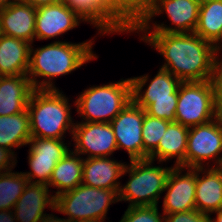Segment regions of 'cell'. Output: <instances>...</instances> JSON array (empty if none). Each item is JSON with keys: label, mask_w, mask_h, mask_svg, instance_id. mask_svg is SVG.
Here are the masks:
<instances>
[{"label": "cell", "mask_w": 222, "mask_h": 222, "mask_svg": "<svg viewBox=\"0 0 222 222\" xmlns=\"http://www.w3.org/2000/svg\"><path fill=\"white\" fill-rule=\"evenodd\" d=\"M143 36V37H142ZM141 40L164 57L162 69L182 82L208 81L216 66L215 46L193 33H147Z\"/></svg>", "instance_id": "6da1fadb"}, {"label": "cell", "mask_w": 222, "mask_h": 222, "mask_svg": "<svg viewBox=\"0 0 222 222\" xmlns=\"http://www.w3.org/2000/svg\"><path fill=\"white\" fill-rule=\"evenodd\" d=\"M93 40V41H92ZM94 39L82 43L54 41L46 46L33 49L30 46L27 76L34 89H57L54 77L67 75L85 63L98 57L92 51ZM38 78H44L42 81Z\"/></svg>", "instance_id": "7a4b0ae2"}, {"label": "cell", "mask_w": 222, "mask_h": 222, "mask_svg": "<svg viewBox=\"0 0 222 222\" xmlns=\"http://www.w3.org/2000/svg\"><path fill=\"white\" fill-rule=\"evenodd\" d=\"M59 89H35L27 105L31 137L64 139L74 121L68 97Z\"/></svg>", "instance_id": "3957f363"}, {"label": "cell", "mask_w": 222, "mask_h": 222, "mask_svg": "<svg viewBox=\"0 0 222 222\" xmlns=\"http://www.w3.org/2000/svg\"><path fill=\"white\" fill-rule=\"evenodd\" d=\"M153 163V160L143 159L126 164L122 175L129 173V179L120 187L119 201H129V207L158 205L173 167L153 166Z\"/></svg>", "instance_id": "277c9868"}, {"label": "cell", "mask_w": 222, "mask_h": 222, "mask_svg": "<svg viewBox=\"0 0 222 222\" xmlns=\"http://www.w3.org/2000/svg\"><path fill=\"white\" fill-rule=\"evenodd\" d=\"M132 101V83L119 82L91 86L78 95L75 104L83 122L110 123Z\"/></svg>", "instance_id": "5b68a950"}, {"label": "cell", "mask_w": 222, "mask_h": 222, "mask_svg": "<svg viewBox=\"0 0 222 222\" xmlns=\"http://www.w3.org/2000/svg\"><path fill=\"white\" fill-rule=\"evenodd\" d=\"M119 202V190L94 188L84 184L55 197V210L70 222H104L109 206Z\"/></svg>", "instance_id": "8992f818"}, {"label": "cell", "mask_w": 222, "mask_h": 222, "mask_svg": "<svg viewBox=\"0 0 222 222\" xmlns=\"http://www.w3.org/2000/svg\"><path fill=\"white\" fill-rule=\"evenodd\" d=\"M200 0H155L154 4L135 23L133 32L146 33H193L195 32ZM165 11L173 26H166L164 23H153L152 19ZM152 22V26L151 23Z\"/></svg>", "instance_id": "52a82bcc"}, {"label": "cell", "mask_w": 222, "mask_h": 222, "mask_svg": "<svg viewBox=\"0 0 222 222\" xmlns=\"http://www.w3.org/2000/svg\"><path fill=\"white\" fill-rule=\"evenodd\" d=\"M175 122L188 128L217 117L211 80L182 82L178 89Z\"/></svg>", "instance_id": "ba28073f"}, {"label": "cell", "mask_w": 222, "mask_h": 222, "mask_svg": "<svg viewBox=\"0 0 222 222\" xmlns=\"http://www.w3.org/2000/svg\"><path fill=\"white\" fill-rule=\"evenodd\" d=\"M222 118L189 128L186 168H203L205 160L214 161L211 167L222 166ZM221 156V157H219ZM216 162V163H215ZM204 165V166H203Z\"/></svg>", "instance_id": "9c48e42d"}, {"label": "cell", "mask_w": 222, "mask_h": 222, "mask_svg": "<svg viewBox=\"0 0 222 222\" xmlns=\"http://www.w3.org/2000/svg\"><path fill=\"white\" fill-rule=\"evenodd\" d=\"M64 142V139L34 137L28 141L27 158L31 171L22 173L30 183L49 184L56 164L70 151V146Z\"/></svg>", "instance_id": "30bf717a"}, {"label": "cell", "mask_w": 222, "mask_h": 222, "mask_svg": "<svg viewBox=\"0 0 222 222\" xmlns=\"http://www.w3.org/2000/svg\"><path fill=\"white\" fill-rule=\"evenodd\" d=\"M71 137L75 141L72 151L87 154L86 158L109 157L118 150L111 123L76 122Z\"/></svg>", "instance_id": "8fae6325"}, {"label": "cell", "mask_w": 222, "mask_h": 222, "mask_svg": "<svg viewBox=\"0 0 222 222\" xmlns=\"http://www.w3.org/2000/svg\"><path fill=\"white\" fill-rule=\"evenodd\" d=\"M144 109L133 100L110 122L117 148L128 152L130 161L143 160Z\"/></svg>", "instance_id": "7c38bea8"}, {"label": "cell", "mask_w": 222, "mask_h": 222, "mask_svg": "<svg viewBox=\"0 0 222 222\" xmlns=\"http://www.w3.org/2000/svg\"><path fill=\"white\" fill-rule=\"evenodd\" d=\"M187 172L182 175L184 167H176L170 171L164 191L163 213L171 214L186 212L196 209V168H186Z\"/></svg>", "instance_id": "4fadbf2b"}, {"label": "cell", "mask_w": 222, "mask_h": 222, "mask_svg": "<svg viewBox=\"0 0 222 222\" xmlns=\"http://www.w3.org/2000/svg\"><path fill=\"white\" fill-rule=\"evenodd\" d=\"M86 22L77 12L63 1L37 8L35 19V39L47 40L79 26Z\"/></svg>", "instance_id": "5bb4252c"}, {"label": "cell", "mask_w": 222, "mask_h": 222, "mask_svg": "<svg viewBox=\"0 0 222 222\" xmlns=\"http://www.w3.org/2000/svg\"><path fill=\"white\" fill-rule=\"evenodd\" d=\"M149 75L132 77V100L144 110L156 100L178 99V89L182 83L171 72L159 68L158 73L151 80L147 89L142 92L149 80Z\"/></svg>", "instance_id": "9a60e30c"}, {"label": "cell", "mask_w": 222, "mask_h": 222, "mask_svg": "<svg viewBox=\"0 0 222 222\" xmlns=\"http://www.w3.org/2000/svg\"><path fill=\"white\" fill-rule=\"evenodd\" d=\"M37 8L15 0L0 10V34L24 40L31 45L35 40Z\"/></svg>", "instance_id": "2e32d148"}, {"label": "cell", "mask_w": 222, "mask_h": 222, "mask_svg": "<svg viewBox=\"0 0 222 222\" xmlns=\"http://www.w3.org/2000/svg\"><path fill=\"white\" fill-rule=\"evenodd\" d=\"M46 207L55 210V197L49 194V186L28 182L12 211L18 222H38L46 215Z\"/></svg>", "instance_id": "e0dca14e"}, {"label": "cell", "mask_w": 222, "mask_h": 222, "mask_svg": "<svg viewBox=\"0 0 222 222\" xmlns=\"http://www.w3.org/2000/svg\"><path fill=\"white\" fill-rule=\"evenodd\" d=\"M125 166L126 164L112 160L111 157L85 158L82 184L94 188L120 190L122 184L119 180Z\"/></svg>", "instance_id": "ac0fdd59"}, {"label": "cell", "mask_w": 222, "mask_h": 222, "mask_svg": "<svg viewBox=\"0 0 222 222\" xmlns=\"http://www.w3.org/2000/svg\"><path fill=\"white\" fill-rule=\"evenodd\" d=\"M195 204L199 212L209 215L222 208L221 167L196 168Z\"/></svg>", "instance_id": "d6986e66"}, {"label": "cell", "mask_w": 222, "mask_h": 222, "mask_svg": "<svg viewBox=\"0 0 222 222\" xmlns=\"http://www.w3.org/2000/svg\"><path fill=\"white\" fill-rule=\"evenodd\" d=\"M34 90L27 75L0 76V116L25 111Z\"/></svg>", "instance_id": "ffe728a7"}, {"label": "cell", "mask_w": 222, "mask_h": 222, "mask_svg": "<svg viewBox=\"0 0 222 222\" xmlns=\"http://www.w3.org/2000/svg\"><path fill=\"white\" fill-rule=\"evenodd\" d=\"M31 44L0 34V76L27 75Z\"/></svg>", "instance_id": "44dd1931"}, {"label": "cell", "mask_w": 222, "mask_h": 222, "mask_svg": "<svg viewBox=\"0 0 222 222\" xmlns=\"http://www.w3.org/2000/svg\"><path fill=\"white\" fill-rule=\"evenodd\" d=\"M189 128L177 122H171L160 139L157 148L149 155L148 159L166 162L176 158L174 166L185 168Z\"/></svg>", "instance_id": "7402d4cb"}, {"label": "cell", "mask_w": 222, "mask_h": 222, "mask_svg": "<svg viewBox=\"0 0 222 222\" xmlns=\"http://www.w3.org/2000/svg\"><path fill=\"white\" fill-rule=\"evenodd\" d=\"M84 158L72 151V149L56 164L53 169L49 187H56L54 197L70 191L82 184Z\"/></svg>", "instance_id": "603a6c76"}, {"label": "cell", "mask_w": 222, "mask_h": 222, "mask_svg": "<svg viewBox=\"0 0 222 222\" xmlns=\"http://www.w3.org/2000/svg\"><path fill=\"white\" fill-rule=\"evenodd\" d=\"M29 113L23 112L0 116V147L11 150L28 145L31 139Z\"/></svg>", "instance_id": "cb8c5ba5"}, {"label": "cell", "mask_w": 222, "mask_h": 222, "mask_svg": "<svg viewBox=\"0 0 222 222\" xmlns=\"http://www.w3.org/2000/svg\"><path fill=\"white\" fill-rule=\"evenodd\" d=\"M195 33L216 46L222 39V0H205L200 4Z\"/></svg>", "instance_id": "d4e9b609"}, {"label": "cell", "mask_w": 222, "mask_h": 222, "mask_svg": "<svg viewBox=\"0 0 222 222\" xmlns=\"http://www.w3.org/2000/svg\"><path fill=\"white\" fill-rule=\"evenodd\" d=\"M28 182L22 172L0 173V211L14 208Z\"/></svg>", "instance_id": "484cf974"}, {"label": "cell", "mask_w": 222, "mask_h": 222, "mask_svg": "<svg viewBox=\"0 0 222 222\" xmlns=\"http://www.w3.org/2000/svg\"><path fill=\"white\" fill-rule=\"evenodd\" d=\"M170 123L164 119L152 117L146 114L144 110L142 124L143 159H148L149 155L157 148Z\"/></svg>", "instance_id": "4316f807"}, {"label": "cell", "mask_w": 222, "mask_h": 222, "mask_svg": "<svg viewBox=\"0 0 222 222\" xmlns=\"http://www.w3.org/2000/svg\"><path fill=\"white\" fill-rule=\"evenodd\" d=\"M128 33V0H110V34Z\"/></svg>", "instance_id": "83f0119b"}, {"label": "cell", "mask_w": 222, "mask_h": 222, "mask_svg": "<svg viewBox=\"0 0 222 222\" xmlns=\"http://www.w3.org/2000/svg\"><path fill=\"white\" fill-rule=\"evenodd\" d=\"M91 24L100 35L110 34V0H91Z\"/></svg>", "instance_id": "f1b7e54d"}, {"label": "cell", "mask_w": 222, "mask_h": 222, "mask_svg": "<svg viewBox=\"0 0 222 222\" xmlns=\"http://www.w3.org/2000/svg\"><path fill=\"white\" fill-rule=\"evenodd\" d=\"M159 214L158 205L129 207L119 222H165L164 214Z\"/></svg>", "instance_id": "f546056e"}, {"label": "cell", "mask_w": 222, "mask_h": 222, "mask_svg": "<svg viewBox=\"0 0 222 222\" xmlns=\"http://www.w3.org/2000/svg\"><path fill=\"white\" fill-rule=\"evenodd\" d=\"M177 102L178 99L156 100L145 109V113L155 118L175 122Z\"/></svg>", "instance_id": "4dcf8cb0"}, {"label": "cell", "mask_w": 222, "mask_h": 222, "mask_svg": "<svg viewBox=\"0 0 222 222\" xmlns=\"http://www.w3.org/2000/svg\"><path fill=\"white\" fill-rule=\"evenodd\" d=\"M155 0H128V33L133 32L135 23L154 4Z\"/></svg>", "instance_id": "1f68e13d"}, {"label": "cell", "mask_w": 222, "mask_h": 222, "mask_svg": "<svg viewBox=\"0 0 222 222\" xmlns=\"http://www.w3.org/2000/svg\"><path fill=\"white\" fill-rule=\"evenodd\" d=\"M165 222H212L211 215L197 209L164 215Z\"/></svg>", "instance_id": "d6a6232c"}, {"label": "cell", "mask_w": 222, "mask_h": 222, "mask_svg": "<svg viewBox=\"0 0 222 222\" xmlns=\"http://www.w3.org/2000/svg\"><path fill=\"white\" fill-rule=\"evenodd\" d=\"M211 82L214 89L215 112L222 118V63H216Z\"/></svg>", "instance_id": "836d02e7"}, {"label": "cell", "mask_w": 222, "mask_h": 222, "mask_svg": "<svg viewBox=\"0 0 222 222\" xmlns=\"http://www.w3.org/2000/svg\"><path fill=\"white\" fill-rule=\"evenodd\" d=\"M91 24V0H61Z\"/></svg>", "instance_id": "e575fe53"}, {"label": "cell", "mask_w": 222, "mask_h": 222, "mask_svg": "<svg viewBox=\"0 0 222 222\" xmlns=\"http://www.w3.org/2000/svg\"><path fill=\"white\" fill-rule=\"evenodd\" d=\"M11 150L0 147V173L11 171L15 168L17 159Z\"/></svg>", "instance_id": "d590c367"}, {"label": "cell", "mask_w": 222, "mask_h": 222, "mask_svg": "<svg viewBox=\"0 0 222 222\" xmlns=\"http://www.w3.org/2000/svg\"><path fill=\"white\" fill-rule=\"evenodd\" d=\"M21 1L28 3V4L32 5L33 7L38 8L40 6L58 3L61 0H21Z\"/></svg>", "instance_id": "8d00e7d4"}, {"label": "cell", "mask_w": 222, "mask_h": 222, "mask_svg": "<svg viewBox=\"0 0 222 222\" xmlns=\"http://www.w3.org/2000/svg\"><path fill=\"white\" fill-rule=\"evenodd\" d=\"M17 222L13 215L12 210H1L0 211V222Z\"/></svg>", "instance_id": "74e56055"}, {"label": "cell", "mask_w": 222, "mask_h": 222, "mask_svg": "<svg viewBox=\"0 0 222 222\" xmlns=\"http://www.w3.org/2000/svg\"><path fill=\"white\" fill-rule=\"evenodd\" d=\"M38 222H70L67 218H58L57 216L55 217V215L53 214H46L45 216H43Z\"/></svg>", "instance_id": "f35d334b"}, {"label": "cell", "mask_w": 222, "mask_h": 222, "mask_svg": "<svg viewBox=\"0 0 222 222\" xmlns=\"http://www.w3.org/2000/svg\"><path fill=\"white\" fill-rule=\"evenodd\" d=\"M222 39L218 42V44L215 46V57L217 63H222V59H219L218 53H220V49H222ZM221 45V46H220ZM219 51V52H218Z\"/></svg>", "instance_id": "ab89813d"}, {"label": "cell", "mask_w": 222, "mask_h": 222, "mask_svg": "<svg viewBox=\"0 0 222 222\" xmlns=\"http://www.w3.org/2000/svg\"><path fill=\"white\" fill-rule=\"evenodd\" d=\"M212 213L216 214L215 219L211 218L212 222H222V208Z\"/></svg>", "instance_id": "60d3db41"}, {"label": "cell", "mask_w": 222, "mask_h": 222, "mask_svg": "<svg viewBox=\"0 0 222 222\" xmlns=\"http://www.w3.org/2000/svg\"><path fill=\"white\" fill-rule=\"evenodd\" d=\"M15 0H0V10Z\"/></svg>", "instance_id": "b9f144b4"}]
</instances>
